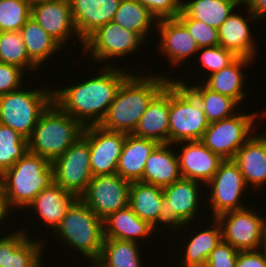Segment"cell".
Segmentation results:
<instances>
[{
	"label": "cell",
	"mask_w": 266,
	"mask_h": 267,
	"mask_svg": "<svg viewBox=\"0 0 266 267\" xmlns=\"http://www.w3.org/2000/svg\"><path fill=\"white\" fill-rule=\"evenodd\" d=\"M105 67L103 74L81 83L59 90L53 88V102L84 127L101 123L120 85L131 74L119 66Z\"/></svg>",
	"instance_id": "cell-1"
},
{
	"label": "cell",
	"mask_w": 266,
	"mask_h": 267,
	"mask_svg": "<svg viewBox=\"0 0 266 267\" xmlns=\"http://www.w3.org/2000/svg\"><path fill=\"white\" fill-rule=\"evenodd\" d=\"M160 76V73L147 76L131 73L120 85L99 126L112 132L132 134L151 100L171 80Z\"/></svg>",
	"instance_id": "cell-2"
},
{
	"label": "cell",
	"mask_w": 266,
	"mask_h": 267,
	"mask_svg": "<svg viewBox=\"0 0 266 267\" xmlns=\"http://www.w3.org/2000/svg\"><path fill=\"white\" fill-rule=\"evenodd\" d=\"M0 182L7 209L24 208L54 182L53 166L48 159L28 152L0 175Z\"/></svg>",
	"instance_id": "cell-3"
},
{
	"label": "cell",
	"mask_w": 266,
	"mask_h": 267,
	"mask_svg": "<svg viewBox=\"0 0 266 267\" xmlns=\"http://www.w3.org/2000/svg\"><path fill=\"white\" fill-rule=\"evenodd\" d=\"M83 130L80 122L52 102L28 138V151L52 163L82 136Z\"/></svg>",
	"instance_id": "cell-4"
},
{
	"label": "cell",
	"mask_w": 266,
	"mask_h": 267,
	"mask_svg": "<svg viewBox=\"0 0 266 267\" xmlns=\"http://www.w3.org/2000/svg\"><path fill=\"white\" fill-rule=\"evenodd\" d=\"M55 233L91 261L98 260L104 243L103 220L80 198L68 208Z\"/></svg>",
	"instance_id": "cell-5"
},
{
	"label": "cell",
	"mask_w": 266,
	"mask_h": 267,
	"mask_svg": "<svg viewBox=\"0 0 266 267\" xmlns=\"http://www.w3.org/2000/svg\"><path fill=\"white\" fill-rule=\"evenodd\" d=\"M186 81L170 80L169 144L201 140L209 122Z\"/></svg>",
	"instance_id": "cell-6"
},
{
	"label": "cell",
	"mask_w": 266,
	"mask_h": 267,
	"mask_svg": "<svg viewBox=\"0 0 266 267\" xmlns=\"http://www.w3.org/2000/svg\"><path fill=\"white\" fill-rule=\"evenodd\" d=\"M53 102V89L22 90L0 95V123L28 139L41 114Z\"/></svg>",
	"instance_id": "cell-7"
},
{
	"label": "cell",
	"mask_w": 266,
	"mask_h": 267,
	"mask_svg": "<svg viewBox=\"0 0 266 267\" xmlns=\"http://www.w3.org/2000/svg\"><path fill=\"white\" fill-rule=\"evenodd\" d=\"M201 183V184H200ZM203 183L190 180L185 178H180L171 185L163 187V200L160 207L159 218L156 223L152 226V230L160 226L158 224H166V226H171L169 229L179 230L183 228L188 223H192L195 214L199 211V186L201 187Z\"/></svg>",
	"instance_id": "cell-8"
},
{
	"label": "cell",
	"mask_w": 266,
	"mask_h": 267,
	"mask_svg": "<svg viewBox=\"0 0 266 267\" xmlns=\"http://www.w3.org/2000/svg\"><path fill=\"white\" fill-rule=\"evenodd\" d=\"M256 114H235L220 121L211 122L201 142L223 160L233 159L235 153L254 135ZM253 126V127H252Z\"/></svg>",
	"instance_id": "cell-9"
},
{
	"label": "cell",
	"mask_w": 266,
	"mask_h": 267,
	"mask_svg": "<svg viewBox=\"0 0 266 267\" xmlns=\"http://www.w3.org/2000/svg\"><path fill=\"white\" fill-rule=\"evenodd\" d=\"M54 182L80 198L93 174L90 168L88 139L82 136L52 162Z\"/></svg>",
	"instance_id": "cell-10"
},
{
	"label": "cell",
	"mask_w": 266,
	"mask_h": 267,
	"mask_svg": "<svg viewBox=\"0 0 266 267\" xmlns=\"http://www.w3.org/2000/svg\"><path fill=\"white\" fill-rule=\"evenodd\" d=\"M222 228L223 241L238 251H254L263 248L265 218L252 208L228 211L216 218Z\"/></svg>",
	"instance_id": "cell-11"
},
{
	"label": "cell",
	"mask_w": 266,
	"mask_h": 267,
	"mask_svg": "<svg viewBox=\"0 0 266 267\" xmlns=\"http://www.w3.org/2000/svg\"><path fill=\"white\" fill-rule=\"evenodd\" d=\"M131 182L118 174L93 176L80 199L102 220L128 206Z\"/></svg>",
	"instance_id": "cell-12"
},
{
	"label": "cell",
	"mask_w": 266,
	"mask_h": 267,
	"mask_svg": "<svg viewBox=\"0 0 266 267\" xmlns=\"http://www.w3.org/2000/svg\"><path fill=\"white\" fill-rule=\"evenodd\" d=\"M144 40L117 23L110 21L99 27L83 43V53L90 52L92 60H110L135 52ZM113 57V58H112Z\"/></svg>",
	"instance_id": "cell-13"
},
{
	"label": "cell",
	"mask_w": 266,
	"mask_h": 267,
	"mask_svg": "<svg viewBox=\"0 0 266 267\" xmlns=\"http://www.w3.org/2000/svg\"><path fill=\"white\" fill-rule=\"evenodd\" d=\"M208 186L211 188L209 201L213 218L246 207L241 203L240 197L247 185L239 167L232 159L220 163L217 172L207 183Z\"/></svg>",
	"instance_id": "cell-14"
},
{
	"label": "cell",
	"mask_w": 266,
	"mask_h": 267,
	"mask_svg": "<svg viewBox=\"0 0 266 267\" xmlns=\"http://www.w3.org/2000/svg\"><path fill=\"white\" fill-rule=\"evenodd\" d=\"M83 135L89 142L93 176L115 174L126 133L108 131L99 125H89L84 127Z\"/></svg>",
	"instance_id": "cell-15"
},
{
	"label": "cell",
	"mask_w": 266,
	"mask_h": 267,
	"mask_svg": "<svg viewBox=\"0 0 266 267\" xmlns=\"http://www.w3.org/2000/svg\"><path fill=\"white\" fill-rule=\"evenodd\" d=\"M31 17L62 46L70 40L71 35L75 34V37L79 38L70 0H55L32 5Z\"/></svg>",
	"instance_id": "cell-16"
},
{
	"label": "cell",
	"mask_w": 266,
	"mask_h": 267,
	"mask_svg": "<svg viewBox=\"0 0 266 267\" xmlns=\"http://www.w3.org/2000/svg\"><path fill=\"white\" fill-rule=\"evenodd\" d=\"M181 152L177 153L182 178L207 184L218 170L223 159L213 153L200 140L184 141Z\"/></svg>",
	"instance_id": "cell-17"
},
{
	"label": "cell",
	"mask_w": 266,
	"mask_h": 267,
	"mask_svg": "<svg viewBox=\"0 0 266 267\" xmlns=\"http://www.w3.org/2000/svg\"><path fill=\"white\" fill-rule=\"evenodd\" d=\"M120 2L121 0H70L73 20L82 46L93 32L113 20Z\"/></svg>",
	"instance_id": "cell-18"
},
{
	"label": "cell",
	"mask_w": 266,
	"mask_h": 267,
	"mask_svg": "<svg viewBox=\"0 0 266 267\" xmlns=\"http://www.w3.org/2000/svg\"><path fill=\"white\" fill-rule=\"evenodd\" d=\"M170 81L151 100L132 135L169 144Z\"/></svg>",
	"instance_id": "cell-19"
},
{
	"label": "cell",
	"mask_w": 266,
	"mask_h": 267,
	"mask_svg": "<svg viewBox=\"0 0 266 267\" xmlns=\"http://www.w3.org/2000/svg\"><path fill=\"white\" fill-rule=\"evenodd\" d=\"M155 26L160 32L159 50L172 65H180L199 50L197 42L178 18L158 20Z\"/></svg>",
	"instance_id": "cell-20"
},
{
	"label": "cell",
	"mask_w": 266,
	"mask_h": 267,
	"mask_svg": "<svg viewBox=\"0 0 266 267\" xmlns=\"http://www.w3.org/2000/svg\"><path fill=\"white\" fill-rule=\"evenodd\" d=\"M240 169L245 184L262 188L266 183V132L252 136L232 159Z\"/></svg>",
	"instance_id": "cell-21"
},
{
	"label": "cell",
	"mask_w": 266,
	"mask_h": 267,
	"mask_svg": "<svg viewBox=\"0 0 266 267\" xmlns=\"http://www.w3.org/2000/svg\"><path fill=\"white\" fill-rule=\"evenodd\" d=\"M248 18L231 13L229 17L218 28L219 45L232 51L237 57H246L253 59L256 54L254 47L255 40L251 37L252 33L249 27V20L257 18L249 11ZM246 18V19H245Z\"/></svg>",
	"instance_id": "cell-22"
},
{
	"label": "cell",
	"mask_w": 266,
	"mask_h": 267,
	"mask_svg": "<svg viewBox=\"0 0 266 267\" xmlns=\"http://www.w3.org/2000/svg\"><path fill=\"white\" fill-rule=\"evenodd\" d=\"M158 145L154 140L126 134L116 174L129 182L140 181L145 163Z\"/></svg>",
	"instance_id": "cell-23"
},
{
	"label": "cell",
	"mask_w": 266,
	"mask_h": 267,
	"mask_svg": "<svg viewBox=\"0 0 266 267\" xmlns=\"http://www.w3.org/2000/svg\"><path fill=\"white\" fill-rule=\"evenodd\" d=\"M76 199L74 194L53 182L43 189L27 207L35 210L34 212L39 214L43 222L55 231Z\"/></svg>",
	"instance_id": "cell-24"
},
{
	"label": "cell",
	"mask_w": 266,
	"mask_h": 267,
	"mask_svg": "<svg viewBox=\"0 0 266 267\" xmlns=\"http://www.w3.org/2000/svg\"><path fill=\"white\" fill-rule=\"evenodd\" d=\"M171 144H159L145 163L141 182L159 187L171 185L182 178L177 152Z\"/></svg>",
	"instance_id": "cell-25"
},
{
	"label": "cell",
	"mask_w": 266,
	"mask_h": 267,
	"mask_svg": "<svg viewBox=\"0 0 266 267\" xmlns=\"http://www.w3.org/2000/svg\"><path fill=\"white\" fill-rule=\"evenodd\" d=\"M104 238L138 242L139 238L150 236L152 226L141 220L129 206L111 213L103 220ZM138 237V238H137Z\"/></svg>",
	"instance_id": "cell-26"
},
{
	"label": "cell",
	"mask_w": 266,
	"mask_h": 267,
	"mask_svg": "<svg viewBox=\"0 0 266 267\" xmlns=\"http://www.w3.org/2000/svg\"><path fill=\"white\" fill-rule=\"evenodd\" d=\"M252 59L246 57H237L225 68L210 74L204 82L205 85L213 91L218 92L234 99L238 104L246 98V91L243 90V84L246 76L243 74V66L246 67Z\"/></svg>",
	"instance_id": "cell-27"
},
{
	"label": "cell",
	"mask_w": 266,
	"mask_h": 267,
	"mask_svg": "<svg viewBox=\"0 0 266 267\" xmlns=\"http://www.w3.org/2000/svg\"><path fill=\"white\" fill-rule=\"evenodd\" d=\"M163 188L141 181L131 182L128 206L141 219L153 226L159 218Z\"/></svg>",
	"instance_id": "cell-28"
},
{
	"label": "cell",
	"mask_w": 266,
	"mask_h": 267,
	"mask_svg": "<svg viewBox=\"0 0 266 267\" xmlns=\"http://www.w3.org/2000/svg\"><path fill=\"white\" fill-rule=\"evenodd\" d=\"M26 231L7 234V260L3 267H42L43 243L30 240Z\"/></svg>",
	"instance_id": "cell-29"
},
{
	"label": "cell",
	"mask_w": 266,
	"mask_h": 267,
	"mask_svg": "<svg viewBox=\"0 0 266 267\" xmlns=\"http://www.w3.org/2000/svg\"><path fill=\"white\" fill-rule=\"evenodd\" d=\"M213 228L197 232L188 242H185V254L180 260V267H205L211 251L223 240L220 222L213 218Z\"/></svg>",
	"instance_id": "cell-30"
},
{
	"label": "cell",
	"mask_w": 266,
	"mask_h": 267,
	"mask_svg": "<svg viewBox=\"0 0 266 267\" xmlns=\"http://www.w3.org/2000/svg\"><path fill=\"white\" fill-rule=\"evenodd\" d=\"M21 35L29 59L39 67L49 57L63 49L62 45L50 36L32 17L22 26ZM58 49V50H57Z\"/></svg>",
	"instance_id": "cell-31"
},
{
	"label": "cell",
	"mask_w": 266,
	"mask_h": 267,
	"mask_svg": "<svg viewBox=\"0 0 266 267\" xmlns=\"http://www.w3.org/2000/svg\"><path fill=\"white\" fill-rule=\"evenodd\" d=\"M240 4V0H191L183 1L182 11L189 18L218 29Z\"/></svg>",
	"instance_id": "cell-32"
},
{
	"label": "cell",
	"mask_w": 266,
	"mask_h": 267,
	"mask_svg": "<svg viewBox=\"0 0 266 267\" xmlns=\"http://www.w3.org/2000/svg\"><path fill=\"white\" fill-rule=\"evenodd\" d=\"M137 242L105 238L98 258L104 267H142Z\"/></svg>",
	"instance_id": "cell-33"
},
{
	"label": "cell",
	"mask_w": 266,
	"mask_h": 267,
	"mask_svg": "<svg viewBox=\"0 0 266 267\" xmlns=\"http://www.w3.org/2000/svg\"><path fill=\"white\" fill-rule=\"evenodd\" d=\"M191 85H189L190 87L188 85L186 87L200 102L209 123L235 115L234 110L239 104L234 99L211 90L203 83Z\"/></svg>",
	"instance_id": "cell-34"
},
{
	"label": "cell",
	"mask_w": 266,
	"mask_h": 267,
	"mask_svg": "<svg viewBox=\"0 0 266 267\" xmlns=\"http://www.w3.org/2000/svg\"><path fill=\"white\" fill-rule=\"evenodd\" d=\"M156 18L150 13L149 9L137 0H121L116 11L113 22L121 27L137 33L143 40L149 35L150 27Z\"/></svg>",
	"instance_id": "cell-35"
},
{
	"label": "cell",
	"mask_w": 266,
	"mask_h": 267,
	"mask_svg": "<svg viewBox=\"0 0 266 267\" xmlns=\"http://www.w3.org/2000/svg\"><path fill=\"white\" fill-rule=\"evenodd\" d=\"M0 62L18 66L23 70L37 69L28 57L20 31L0 32Z\"/></svg>",
	"instance_id": "cell-36"
},
{
	"label": "cell",
	"mask_w": 266,
	"mask_h": 267,
	"mask_svg": "<svg viewBox=\"0 0 266 267\" xmlns=\"http://www.w3.org/2000/svg\"><path fill=\"white\" fill-rule=\"evenodd\" d=\"M28 152V139L0 123V175Z\"/></svg>",
	"instance_id": "cell-37"
},
{
	"label": "cell",
	"mask_w": 266,
	"mask_h": 267,
	"mask_svg": "<svg viewBox=\"0 0 266 267\" xmlns=\"http://www.w3.org/2000/svg\"><path fill=\"white\" fill-rule=\"evenodd\" d=\"M30 17L29 0L0 1V32L20 31Z\"/></svg>",
	"instance_id": "cell-38"
},
{
	"label": "cell",
	"mask_w": 266,
	"mask_h": 267,
	"mask_svg": "<svg viewBox=\"0 0 266 267\" xmlns=\"http://www.w3.org/2000/svg\"><path fill=\"white\" fill-rule=\"evenodd\" d=\"M177 18L185 25L189 34L197 42L199 48L219 45L218 29L204 22L189 18L183 11Z\"/></svg>",
	"instance_id": "cell-39"
},
{
	"label": "cell",
	"mask_w": 266,
	"mask_h": 267,
	"mask_svg": "<svg viewBox=\"0 0 266 267\" xmlns=\"http://www.w3.org/2000/svg\"><path fill=\"white\" fill-rule=\"evenodd\" d=\"M202 51V52H201ZM200 52V61L203 68L209 69L213 74L225 68L232 63L237 56L230 50L223 48L220 45L213 47L199 48L197 53Z\"/></svg>",
	"instance_id": "cell-40"
},
{
	"label": "cell",
	"mask_w": 266,
	"mask_h": 267,
	"mask_svg": "<svg viewBox=\"0 0 266 267\" xmlns=\"http://www.w3.org/2000/svg\"><path fill=\"white\" fill-rule=\"evenodd\" d=\"M149 9L156 21L177 18L182 12V0H137Z\"/></svg>",
	"instance_id": "cell-41"
},
{
	"label": "cell",
	"mask_w": 266,
	"mask_h": 267,
	"mask_svg": "<svg viewBox=\"0 0 266 267\" xmlns=\"http://www.w3.org/2000/svg\"><path fill=\"white\" fill-rule=\"evenodd\" d=\"M239 251L223 240L211 251L205 267H236Z\"/></svg>",
	"instance_id": "cell-42"
},
{
	"label": "cell",
	"mask_w": 266,
	"mask_h": 267,
	"mask_svg": "<svg viewBox=\"0 0 266 267\" xmlns=\"http://www.w3.org/2000/svg\"><path fill=\"white\" fill-rule=\"evenodd\" d=\"M24 72L18 66L0 62V95L22 88Z\"/></svg>",
	"instance_id": "cell-43"
},
{
	"label": "cell",
	"mask_w": 266,
	"mask_h": 267,
	"mask_svg": "<svg viewBox=\"0 0 266 267\" xmlns=\"http://www.w3.org/2000/svg\"><path fill=\"white\" fill-rule=\"evenodd\" d=\"M236 267H266V251L263 248L254 251H239Z\"/></svg>",
	"instance_id": "cell-44"
},
{
	"label": "cell",
	"mask_w": 266,
	"mask_h": 267,
	"mask_svg": "<svg viewBox=\"0 0 266 267\" xmlns=\"http://www.w3.org/2000/svg\"><path fill=\"white\" fill-rule=\"evenodd\" d=\"M243 5L250 11L258 20L266 17V0H244ZM262 18V19H261Z\"/></svg>",
	"instance_id": "cell-45"
},
{
	"label": "cell",
	"mask_w": 266,
	"mask_h": 267,
	"mask_svg": "<svg viewBox=\"0 0 266 267\" xmlns=\"http://www.w3.org/2000/svg\"><path fill=\"white\" fill-rule=\"evenodd\" d=\"M7 260V235L0 237V267H3Z\"/></svg>",
	"instance_id": "cell-46"
},
{
	"label": "cell",
	"mask_w": 266,
	"mask_h": 267,
	"mask_svg": "<svg viewBox=\"0 0 266 267\" xmlns=\"http://www.w3.org/2000/svg\"><path fill=\"white\" fill-rule=\"evenodd\" d=\"M8 211L9 210L7 209V207L5 205L3 191H2V185L0 182V226L2 224V220H5V217L9 213Z\"/></svg>",
	"instance_id": "cell-47"
},
{
	"label": "cell",
	"mask_w": 266,
	"mask_h": 267,
	"mask_svg": "<svg viewBox=\"0 0 266 267\" xmlns=\"http://www.w3.org/2000/svg\"><path fill=\"white\" fill-rule=\"evenodd\" d=\"M50 1H55V0H29L31 6L39 4V3L50 2Z\"/></svg>",
	"instance_id": "cell-48"
},
{
	"label": "cell",
	"mask_w": 266,
	"mask_h": 267,
	"mask_svg": "<svg viewBox=\"0 0 266 267\" xmlns=\"http://www.w3.org/2000/svg\"><path fill=\"white\" fill-rule=\"evenodd\" d=\"M263 249L266 251V220H265V224H264Z\"/></svg>",
	"instance_id": "cell-49"
},
{
	"label": "cell",
	"mask_w": 266,
	"mask_h": 267,
	"mask_svg": "<svg viewBox=\"0 0 266 267\" xmlns=\"http://www.w3.org/2000/svg\"><path fill=\"white\" fill-rule=\"evenodd\" d=\"M93 265H90L92 267H104L101 263H99L97 260L92 261Z\"/></svg>",
	"instance_id": "cell-50"
}]
</instances>
